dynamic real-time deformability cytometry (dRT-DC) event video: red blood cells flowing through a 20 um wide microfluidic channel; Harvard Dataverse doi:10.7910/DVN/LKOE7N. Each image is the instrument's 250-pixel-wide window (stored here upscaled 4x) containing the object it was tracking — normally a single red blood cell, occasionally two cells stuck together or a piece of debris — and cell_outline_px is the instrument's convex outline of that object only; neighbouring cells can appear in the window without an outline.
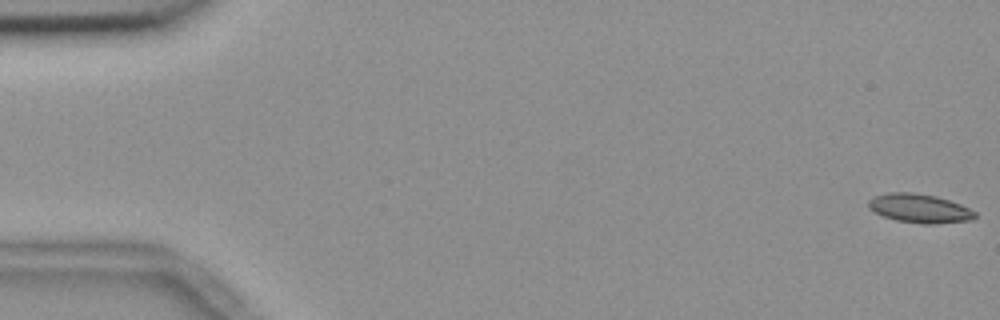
{"species": "common noctule bat (a hibernating species)", "species_latin": "Nyctalus noctula", "temperature_condition": "room temperature", "stored_images_in_passage": 4, "camera_frame_rate_fps": 3000, "um_per_image_px": 0.085, "animal": {"sex": "female", "body_mass_g": 18.4}, "frame": {"image": 1, "passage_image": 1, "time_ms": 0.0, "image_size_px": [1000, 320], "cell_outline_px": [[976, 216], [972, 220], [936, 224], [924, 224], [896, 220], [884, 216], [868, 208], [868, 200], [876, 196], [888, 192], [912, 192], [936, 196], [960, 204], [976, 212]], "centroid_in_image_um": [78.17, 17.71], "position_along_channel_um": 6.8, "area_um2": 17.86}}
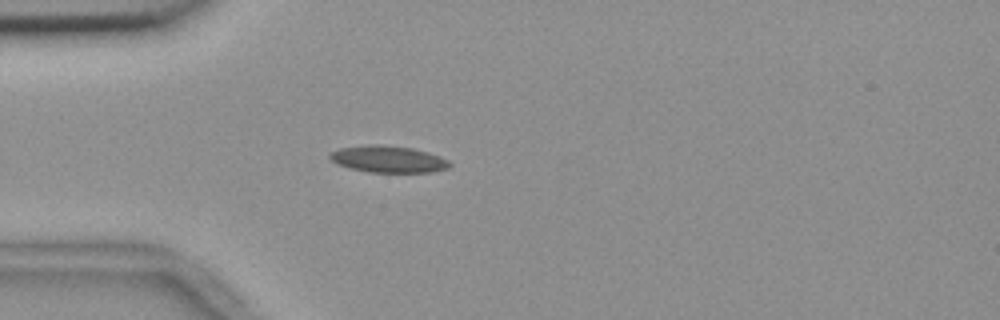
{"frame": {"image": 2, "passage_image": 4, "time_ms": 1.0, "image_size_px": [1000, 320], "cell_outline_px": [[452, 164], [448, 168], [428, 172], [368, 172], [336, 164], [328, 156], [332, 152], [340, 148], [376, 144], [380, 144], [412, 148], [428, 152], [440, 156], [448, 160]], "centroid_in_image_um": [33.02, 13.53], "position_along_channel_um": 52.0, "area_um2": 18.5}}